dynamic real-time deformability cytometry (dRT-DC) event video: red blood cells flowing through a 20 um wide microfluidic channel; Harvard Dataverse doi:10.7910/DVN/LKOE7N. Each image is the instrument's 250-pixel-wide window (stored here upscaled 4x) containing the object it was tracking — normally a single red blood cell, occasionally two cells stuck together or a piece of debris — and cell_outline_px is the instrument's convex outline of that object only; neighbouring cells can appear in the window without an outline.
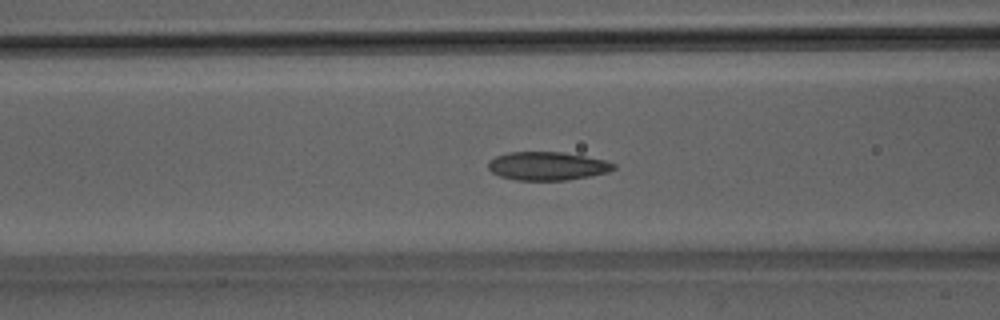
{"species": "Egyptian fruit bat (a non-hibernating species)", "species_latin": "Rousettus aegyptiacus", "temperature_condition": "room temperature", "stored_images_in_passage": 50, "camera_frame_rate_fps": 3000, "um_per_image_px": 0.085, "animal": {"sex": "male"}, "frame": {"image": 1, "passage_image": 20, "time_ms": 6.333, "image_size_px": [1000, 320], "cell_outline_px": [[616, 168], [608, 172], [568, 180], [516, 180], [500, 176], [492, 172], [488, 168], [488, 160], [496, 156], [508, 152], [564, 152], [604, 160], [616, 164]], "centroid_in_image_um": [46.51, 14.11], "position_along_channel_um": 120.1, "area_um2": 20.75}}
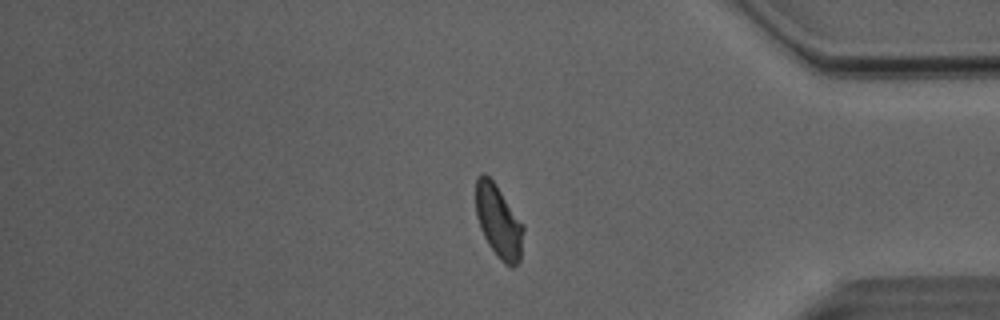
{"frame": {"image": 2, "passage_image": 42, "time_ms": 13.667, "image_size_px": [1000, 320], "cell_outline_px": [[524, 228], [520, 260], [512, 268], [504, 264], [500, 260], [488, 244], [480, 228], [476, 216], [476, 180], [480, 172], [484, 172], [496, 184], [524, 224]], "centroid_in_image_um": [42.38, 18.82], "position_along_channel_um": 392.8, "area_um2": 20.4}}
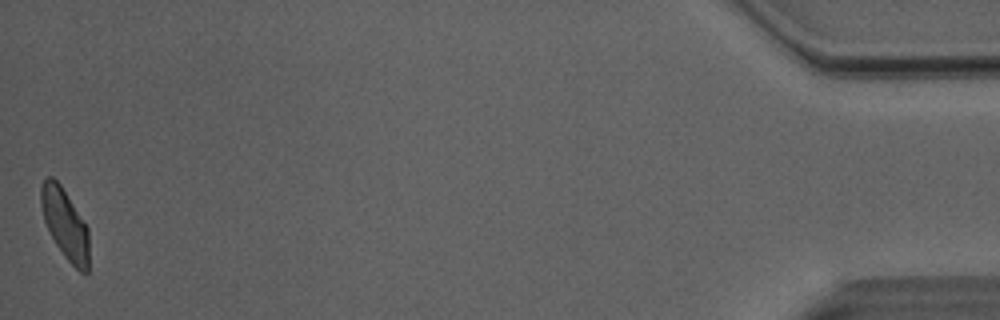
{"frame": {"image": 3, "passage_image": 50, "time_ms": 16.333, "image_size_px": [1000, 320], "cell_outline_px": [[88, 272], [80, 272], [64, 256], [56, 244], [44, 220], [40, 204], [40, 188], [44, 180], [48, 176], [52, 176], [60, 184], [88, 228]], "centroid_in_image_um": [5.51, 19.02], "position_along_channel_um": 429.7, "area_um2": 19.31}, "authors_computed_cell_mechanics": {"area_um2": 20.7791, "velocity_mm_per_s": 4.0533, "shape_relaxation_time_tau1_ms": 4.4904, "shape_relaxation_time_tau2_ms": 1.4523, "deformation_change_tau1": 0.1391, "deformation_change_tau2": 0.0707}}